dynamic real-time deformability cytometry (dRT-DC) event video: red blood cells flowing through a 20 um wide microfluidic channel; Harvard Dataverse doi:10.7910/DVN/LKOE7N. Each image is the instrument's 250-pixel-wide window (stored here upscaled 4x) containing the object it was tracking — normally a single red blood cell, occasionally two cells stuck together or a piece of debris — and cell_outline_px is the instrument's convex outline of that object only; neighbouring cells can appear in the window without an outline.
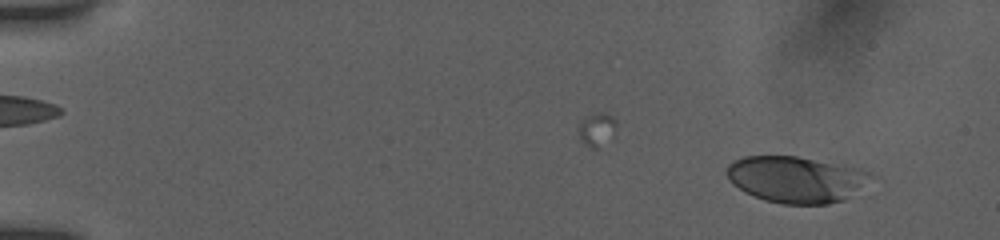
{"species": "human", "species_latin": "Homo sapiens", "temperature_condition": "room temperature", "stored_images_in_passage": 50, "camera_frame_rate_fps": 3000, "um_per_image_px": 0.085, "donor": {"sex": "female"}, "frame": {"image": 1, "passage_image": 4, "time_ms": 1.0, "image_size_px": [1000, 240], "cell_outline_px": [[876, 176], [844, 200], [828, 204], [780, 204], [764, 200], [744, 192], [732, 184], [728, 180], [724, 172], [728, 164], [744, 156], [796, 156], [844, 164], [860, 168]], "centroid_in_image_um": [67.65, 15.24], "position_along_channel_um": 17.4, "area_um2": 39.36}}
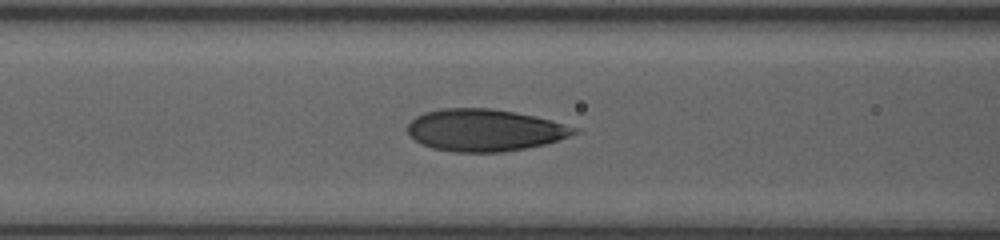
{"frame": {"image": 2, "passage_image": 23, "time_ms": 7.333, "image_size_px": [1000, 240], "cell_outline_px": [[580, 132], [544, 144], [504, 152], [452, 152], [432, 148], [420, 144], [408, 132], [408, 124], [416, 116], [424, 112], [444, 108], [492, 108], [516, 112], [536, 116], [580, 128]], "centroid_in_image_um": [41.2, 11.06], "position_along_channel_um": 125.4, "area_um2": 40.86}}
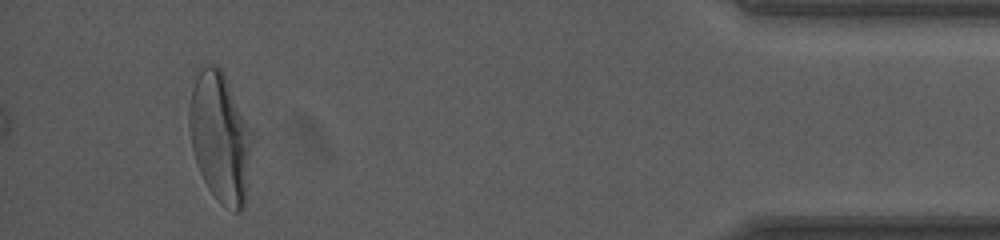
{"frame": {"image": 3, "passage_image": 50, "time_ms": 16.333, "image_size_px": [1000, 240], "cell_outline_px": [[252, 144], [244, 208], [240, 212], [232, 212], [220, 204], [208, 188], [200, 172], [192, 148], [188, 124], [188, 108], [192, 92], [200, 64], [216, 64], [224, 72], [252, 132]], "centroid_in_image_um": [18.7, 11.67], "position_along_channel_um": 416.5, "area_um2": 47.74}, "authors_computed_cell_mechanics": {"area_um2": 39.3618, "velocity_mm_per_s": 3.8658, "shape_relaxation_time_tau1_ms": 3.4065, "shape_relaxation_time_tau2_ms": 0.6806, "deformation_change_tau1": 0.1581, "deformation_change_tau2": 0.0696}}